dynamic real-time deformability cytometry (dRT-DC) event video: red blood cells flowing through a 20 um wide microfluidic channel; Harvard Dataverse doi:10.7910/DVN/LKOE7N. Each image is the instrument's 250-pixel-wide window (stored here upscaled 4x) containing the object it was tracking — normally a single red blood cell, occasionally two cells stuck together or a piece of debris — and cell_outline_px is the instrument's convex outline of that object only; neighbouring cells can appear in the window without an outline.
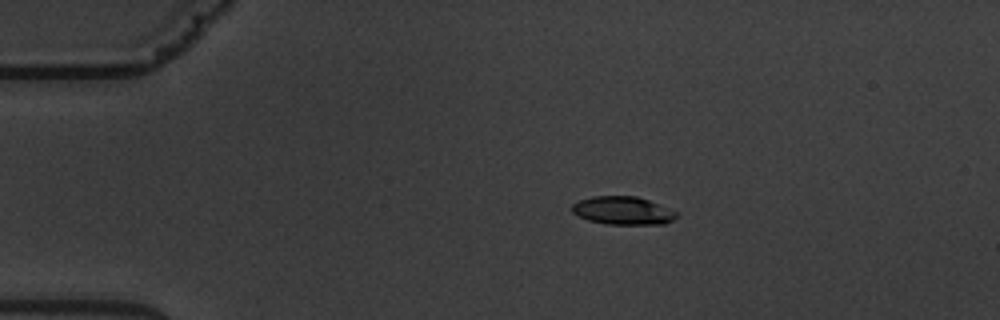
{"species": "common noctule bat (a hibernating species)", "species_latin": "Nyctalus noctula", "temperature_condition": "warm", "stored_images_in_passage": 10, "camera_frame_rate_fps": 3000, "um_per_image_px": 0.085, "animal": {"sex": "male", "body_mass_g": 19.5, "forearm_length_mm": 54.6}, "frame": {"image": 1, "passage_image": 1, "time_ms": 0.0, "image_size_px": [1000, 320], "cell_outline_px": [[680, 212], [672, 220], [664, 224], [608, 224], [588, 220], [572, 212], [572, 204], [580, 200], [592, 196], [636, 196], [660, 204]], "centroid_in_image_um": [52.98, 17.89], "position_along_channel_um": 32.0, "area_um2": 17.11}}
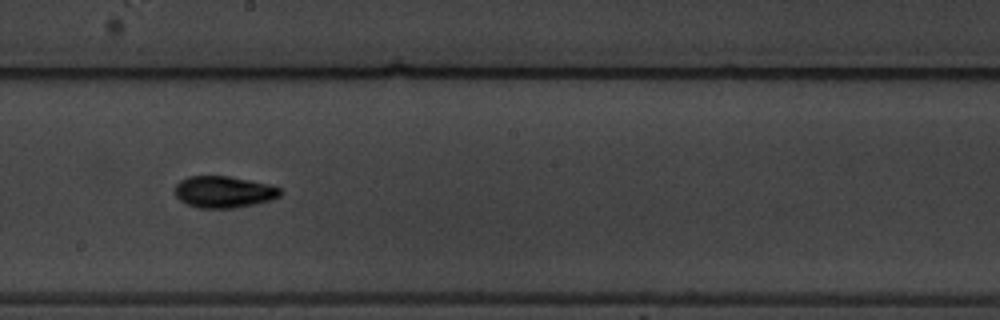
{"frame": {"image": 2, "passage_image": 7, "time_ms": 7.0, "image_size_px": [1000, 320], "cell_outline_px": [[280, 196], [268, 200], [252, 204], [232, 208], [200, 208], [188, 204], [180, 200], [176, 196], [176, 184], [180, 180], [188, 176], [228, 176], [268, 184], [280, 188]], "centroid_in_image_um": [18.98, 16.3], "position_along_channel_um": 229.2, "area_um2": 19.07}}
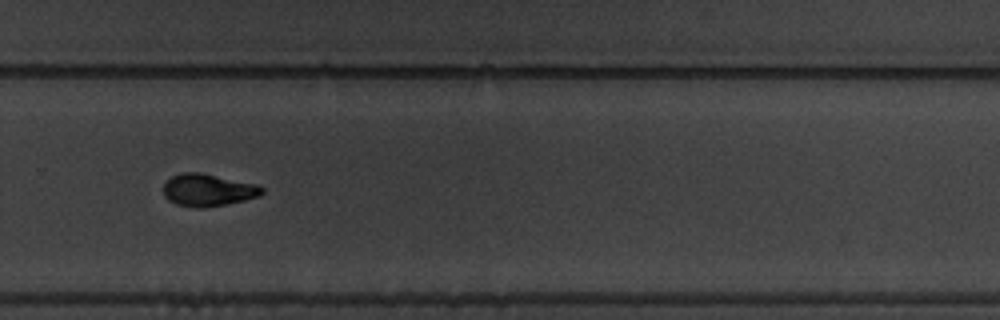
{"frame": {"image": 3, "passage_image": 9, "time_ms": 9.333, "image_size_px": [1000, 320], "cell_outline_px": [[264, 192], [260, 196], [244, 200], [204, 208], [200, 208], [176, 204], [168, 200], [164, 196], [164, 184], [172, 176], [180, 172], [200, 172], [260, 184], [264, 188]], "centroid_in_image_um": [17.71, 16.14], "position_along_channel_um": 312.1, "area_um2": 18.73}}